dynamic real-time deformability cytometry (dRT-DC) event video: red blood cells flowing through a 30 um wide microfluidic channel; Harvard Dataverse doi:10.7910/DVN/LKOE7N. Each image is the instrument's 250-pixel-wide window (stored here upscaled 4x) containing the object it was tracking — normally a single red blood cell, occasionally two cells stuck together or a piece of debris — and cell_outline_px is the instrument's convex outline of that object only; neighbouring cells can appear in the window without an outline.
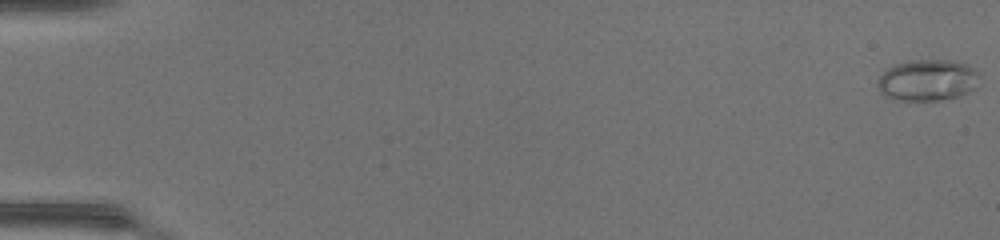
{"species": "common noctule bat (a hibernating species)", "species_latin": "Nyctalus noctula", "temperature_condition": "warm", "stored_images_in_passage": 49, "camera_frame_rate_fps": 3000, "um_per_image_px": 0.085, "animal": {"sex": "female", "body_mass_g": 17.0, "forearm_length_mm": 48.0}, "frame": {"image": 1, "passage_image": 1, "time_ms": 0.0, "image_size_px": [1000, 240], "cell_outline_px": [[976, 72], [972, 88], [960, 96], [940, 100], [900, 100], [888, 96], [880, 92], [876, 84], [876, 80], [888, 68], [896, 64], [908, 60], [952, 60], [968, 64]], "centroid_in_image_um": [78.76, 6.8], "position_along_channel_um": 6.2, "area_um2": 24.04}}
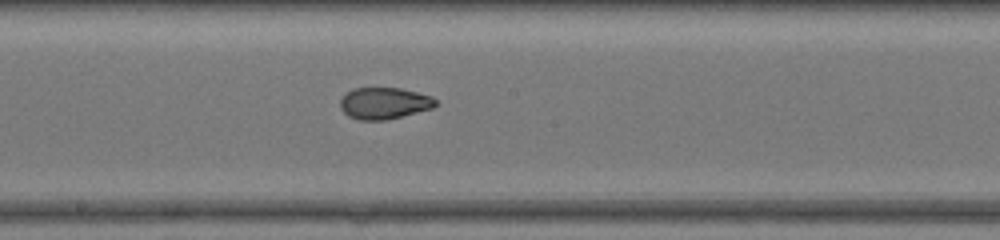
{"frame": {"image": 2, "passage_image": 28, "time_ms": 9.0, "image_size_px": [1000, 240], "cell_outline_px": [[436, 104], [432, 108], [384, 120], [360, 120], [348, 116], [340, 108], [340, 100], [352, 88], [400, 88], [432, 96], [436, 100]], "centroid_in_image_um": [32.63, 8.77], "position_along_channel_um": 215.6, "area_um2": 17.34}}
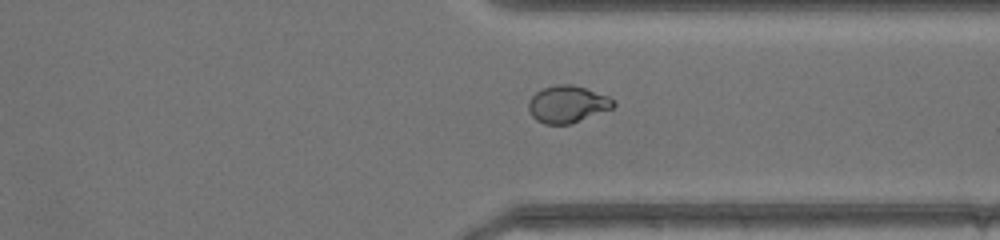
{"frame": {"image": 3, "passage_image": 38, "time_ms": 12.333, "image_size_px": [1000, 240], "cell_outline_px": [[616, 104], [612, 108], [572, 124], [544, 124], [536, 120], [528, 112], [528, 100], [536, 92], [544, 88], [556, 84], [572, 84], [608, 96], [616, 100]], "centroid_in_image_um": [48.22, 8.86], "position_along_channel_um": 363.2, "area_um2": 18.44}, "authors_computed_cell_mechanics": {"area_um2": 19.7098, "velocity_mm_per_s": 4.432, "shape_relaxation_time_tau1_ms": null, "shape_relaxation_time_tau2_ms": 1.1502, "deformation_change_tau1": null, "deformation_change_tau2": 0.0549}}